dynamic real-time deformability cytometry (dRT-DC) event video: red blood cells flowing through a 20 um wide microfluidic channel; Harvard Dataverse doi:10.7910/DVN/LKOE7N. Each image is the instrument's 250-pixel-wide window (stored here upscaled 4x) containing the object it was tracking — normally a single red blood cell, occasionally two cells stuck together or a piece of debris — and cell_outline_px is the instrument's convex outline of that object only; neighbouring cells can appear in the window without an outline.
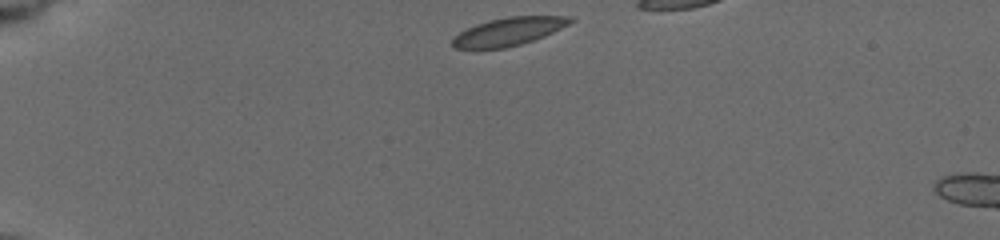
{"species": "common noctule bat (a hibernating species)", "species_latin": "Nyctalus noctula", "temperature_condition": "cold", "stored_images_in_passage": 38, "camera_frame_rate_fps": 3000, "um_per_image_px": 0.085, "animal": {"sex": "female", "body_mass_g": 19.5, "forearm_length_mm": 54.1}, "frame": {"image": 1, "passage_image": 1, "time_ms": 0.0, "image_size_px": [1000, 240], "cell_outline_px": [[576, 20], [544, 36], [520, 44], [504, 48], [452, 48], [452, 40], [460, 32], [476, 24], [488, 20], [508, 16], [572, 16]], "centroid_in_image_um": [43.25, 2.66], "position_along_channel_um": 41.8, "area_um2": 19.02}}
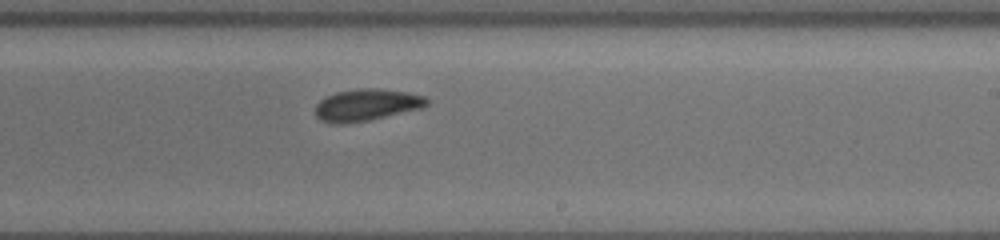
{"frame": {"image": 2, "passage_image": 23, "time_ms": 7.333, "image_size_px": [1000, 240], "cell_outline_px": [[428, 104], [424, 108], [368, 120], [340, 124], [336, 124], [320, 120], [316, 116], [316, 104], [320, 100], [336, 92], [356, 88], [376, 88], [408, 92], [424, 96], [428, 100]], "centroid_in_image_um": [31.17, 8.91], "position_along_channel_um": 257.8, "area_um2": 20.69}}
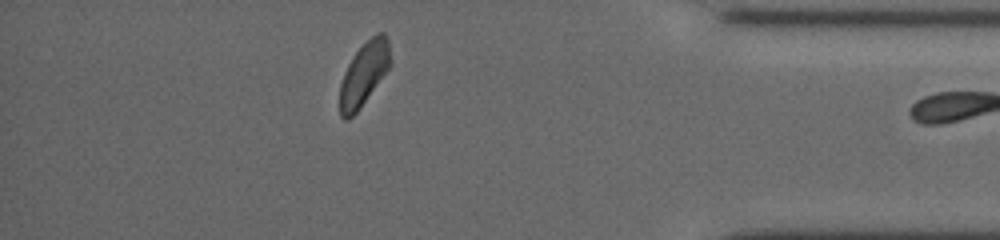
{"frame": {"image": 3, "passage_image": 37, "time_ms": 12.0, "image_size_px": [1000, 240], "cell_outline_px": [[392, 64], [360, 108], [348, 120], [344, 120], [340, 116], [340, 84], [344, 72], [348, 64], [356, 52], [376, 32], [384, 32], [388, 40]], "centroid_in_image_um": [30.94, 6.29], "position_along_channel_um": 404.3, "area_um2": 18.61}}